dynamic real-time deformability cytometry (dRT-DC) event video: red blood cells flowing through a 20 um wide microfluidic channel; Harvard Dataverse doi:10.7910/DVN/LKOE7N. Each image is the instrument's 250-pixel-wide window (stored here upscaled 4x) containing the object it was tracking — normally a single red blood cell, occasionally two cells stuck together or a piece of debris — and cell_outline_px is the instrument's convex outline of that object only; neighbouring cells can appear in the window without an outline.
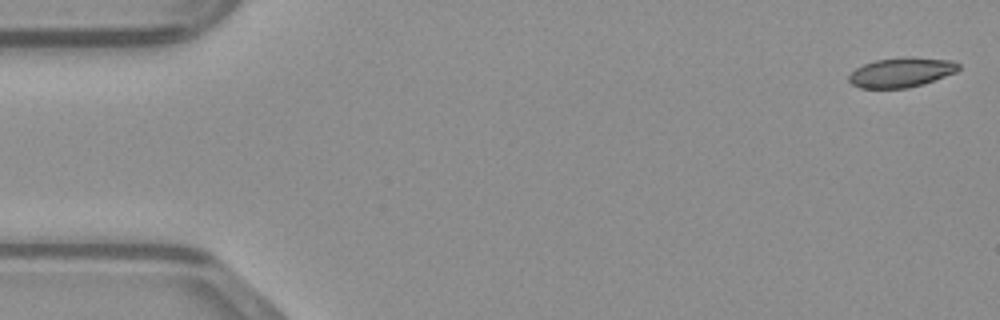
{"species": "common noctule bat (a hibernating species)", "species_latin": "Nyctalus noctula", "temperature_condition": "warm", "stored_images_in_passage": 48, "camera_frame_rate_fps": 3000, "um_per_image_px": 0.085, "animal": {"sex": "male", "body_mass_g": 23.1, "forearm_length_mm": 52.7}, "frame": {"image": 1, "passage_image": 1, "time_ms": 0.0, "image_size_px": [1000, 320], "cell_outline_px": [[960, 68], [956, 72], [908, 88], [860, 88], [852, 84], [848, 80], [848, 76], [856, 68], [864, 64], [876, 60], [912, 56], [952, 60], [960, 64]], "centroid_in_image_um": [76.61, 6.14], "position_along_channel_um": 8.4, "area_um2": 18.84}}
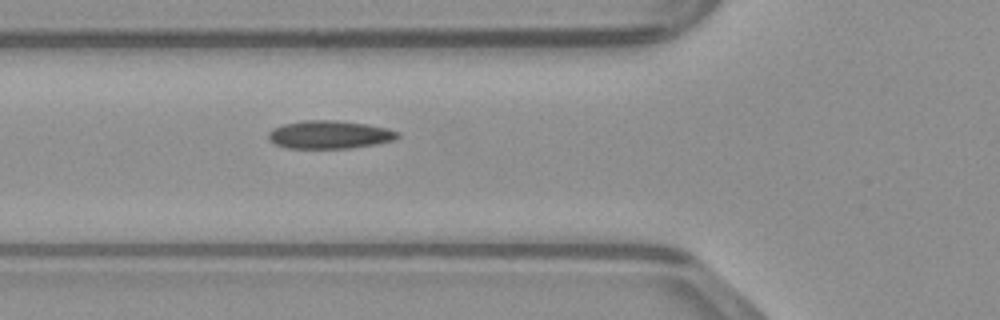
{"frame": {"image": 2, "passage_image": 17, "time_ms": 5.333, "image_size_px": [1000, 320], "cell_outline_px": [[400, 136], [396, 140], [376, 144], [348, 148], [288, 148], [276, 144], [268, 136], [268, 132], [272, 128], [284, 124], [304, 120], [336, 120], [368, 124], [388, 128], [400, 132]], "centroid_in_image_um": [28.06, 11.43], "position_along_channel_um": 97.7, "area_um2": 21.21}}
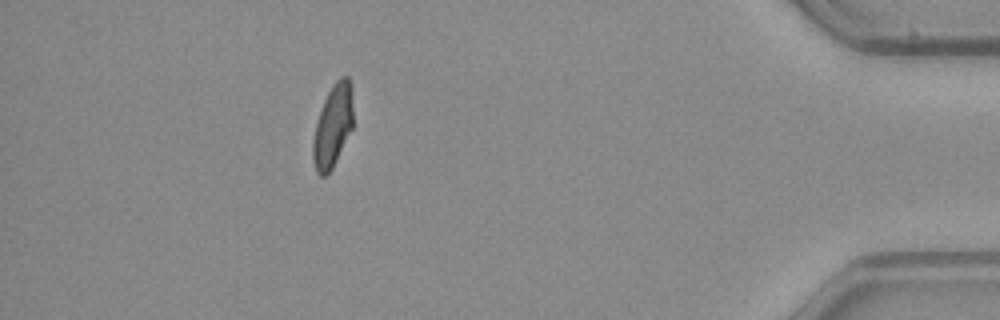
{"frame": {"image": 3, "passage_image": 43, "time_ms": 14.0, "image_size_px": [1000, 320], "cell_outline_px": [[352, 128], [332, 168], [324, 176], [320, 176], [316, 172], [312, 160], [312, 140], [316, 120], [324, 100], [332, 84], [340, 76], [348, 76], [352, 84]], "centroid_in_image_um": [28.27, 10.67], "position_along_channel_um": 406.9, "area_um2": 19.48}}